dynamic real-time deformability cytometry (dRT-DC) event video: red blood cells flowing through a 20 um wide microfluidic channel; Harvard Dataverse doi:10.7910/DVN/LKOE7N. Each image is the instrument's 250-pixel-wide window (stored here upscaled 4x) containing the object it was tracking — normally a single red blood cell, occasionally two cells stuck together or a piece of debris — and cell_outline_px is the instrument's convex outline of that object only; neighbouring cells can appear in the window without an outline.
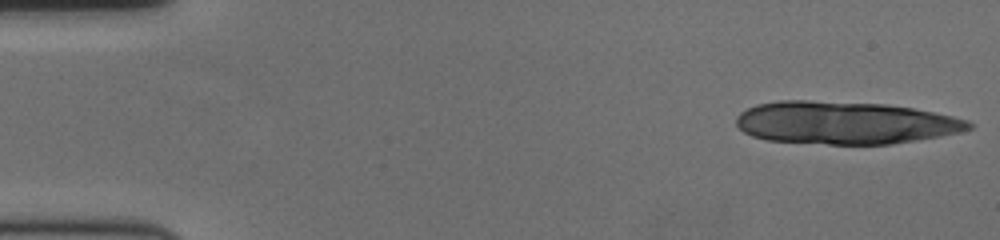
{"species": "human", "species_latin": "Homo sapiens", "temperature_condition": "cold", "stored_images_in_passage": 12, "camera_frame_rate_fps": 3000, "um_per_image_px": 0.085, "donor": {"sex": "female"}, "frame": {"image": 1, "passage_image": 1, "time_ms": 0.0, "image_size_px": [1000, 240], "cell_outline_px": [[972, 128], [960, 132], [940, 136], [892, 144], [828, 144], [768, 140], [752, 136], [744, 132], [736, 124], [736, 116], [740, 112], [756, 104], [780, 100], [808, 100], [888, 104], [912, 108], [952, 116], [968, 120], [972, 124]], "centroid_in_image_um": [71.8, 10.43], "position_along_channel_um": 13.2, "area_um2": 57.86}}